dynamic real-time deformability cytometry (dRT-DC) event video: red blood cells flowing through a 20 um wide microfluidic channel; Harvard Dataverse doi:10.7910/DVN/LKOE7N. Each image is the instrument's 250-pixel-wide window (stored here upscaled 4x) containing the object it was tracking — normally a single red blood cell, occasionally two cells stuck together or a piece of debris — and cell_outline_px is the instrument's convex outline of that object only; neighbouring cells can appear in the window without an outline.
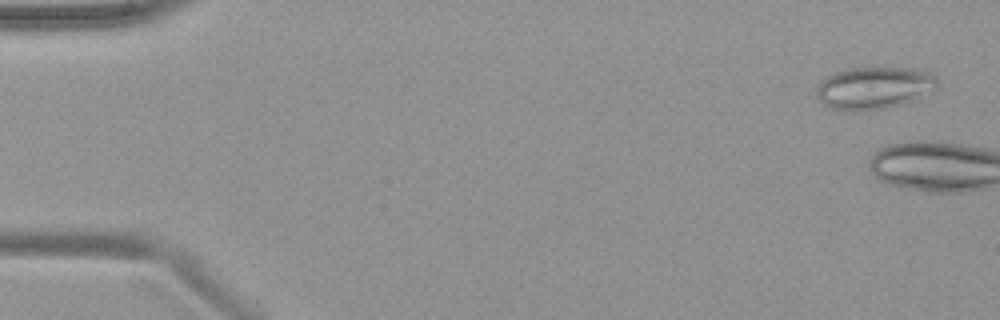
{"species": "common noctule bat (a hibernating species)", "species_latin": "Nyctalus noctula", "temperature_condition": "warm", "stored_images_in_passage": 4, "camera_frame_rate_fps": 3000, "um_per_image_px": 0.085, "animal": {"sex": "female", "body_mass_g": 19.9}, "frame": {"image": 1, "passage_image": 2, "time_ms": 0.333, "image_size_px": [1000, 320], "cell_outline_px": [[940, 80], [936, 88], [916, 100], [884, 108], [856, 112], [828, 108], [816, 96], [816, 88], [820, 80], [824, 76], [832, 72], [852, 68], [912, 68], [928, 72], [936, 76]], "centroid_in_image_um": [74.27, 7.47], "position_along_channel_um": 10.7, "area_um2": 30.23}}